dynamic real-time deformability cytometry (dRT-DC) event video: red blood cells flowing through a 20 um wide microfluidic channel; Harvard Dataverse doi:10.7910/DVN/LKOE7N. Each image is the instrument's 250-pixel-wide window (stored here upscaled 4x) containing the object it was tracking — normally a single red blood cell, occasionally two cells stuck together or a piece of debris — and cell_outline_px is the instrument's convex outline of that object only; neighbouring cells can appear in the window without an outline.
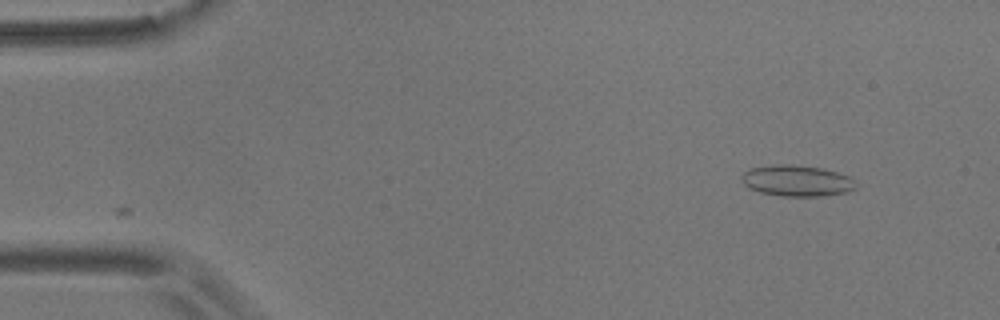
{"species": "common noctule bat (a hibernating species)", "species_latin": "Nyctalus noctula", "temperature_condition": "room temperature", "stored_images_in_passage": 51, "camera_frame_rate_fps": 3000, "um_per_image_px": 0.085, "animal": {"sex": "male", "body_mass_g": 17.9}, "frame": {"image": 1, "passage_image": 1, "time_ms": 0.0, "image_size_px": [1000, 320], "cell_outline_px": [[856, 188], [848, 192], [824, 196], [780, 196], [760, 192], [748, 188], [744, 184], [740, 176], [748, 168], [780, 164], [792, 164], [820, 168], [836, 172], [848, 176], [856, 184]], "centroid_in_image_um": [67.7, 15.37], "position_along_channel_um": 17.3, "area_um2": 20.75}}
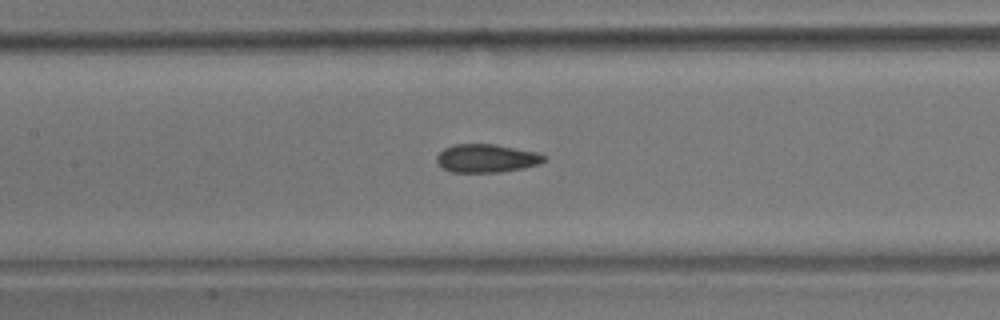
{"frame": {"image": 2, "passage_image": 21, "time_ms": 6.667, "image_size_px": [1000, 320], "cell_outline_px": [[548, 160], [540, 164], [524, 168], [500, 172], [452, 172], [444, 168], [436, 160], [436, 156], [444, 148], [452, 144], [496, 144], [536, 152], [544, 156]], "centroid_in_image_um": [41.37, 13.45], "position_along_channel_um": 166.0, "area_um2": 17.74}}
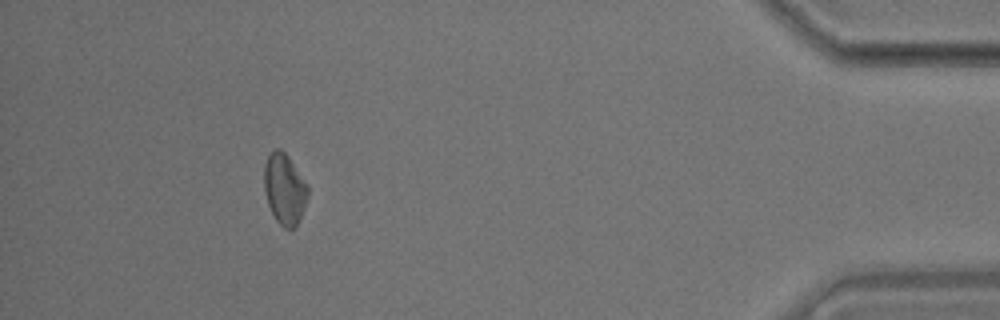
{"frame": {"image": 3, "passage_image": 46, "time_ms": 15.0, "image_size_px": [1000, 320], "cell_outline_px": [[308, 196], [300, 220], [296, 228], [284, 228], [276, 220], [268, 204], [264, 192], [264, 164], [268, 156], [276, 148], [280, 148], [288, 156], [308, 188]], "centroid_in_image_um": [24.17, 16.09], "position_along_channel_um": 411.0, "area_um2": 17.86}, "authors_computed_cell_mechanics": {"area_um2": 18.2648, "velocity_mm_per_s": 3.6395, "shape_relaxation_time_tau1_ms": null, "shape_relaxation_time_tau2_ms": 3.4811, "deformation_change_tau1": null, "deformation_change_tau2": 0.0957}}